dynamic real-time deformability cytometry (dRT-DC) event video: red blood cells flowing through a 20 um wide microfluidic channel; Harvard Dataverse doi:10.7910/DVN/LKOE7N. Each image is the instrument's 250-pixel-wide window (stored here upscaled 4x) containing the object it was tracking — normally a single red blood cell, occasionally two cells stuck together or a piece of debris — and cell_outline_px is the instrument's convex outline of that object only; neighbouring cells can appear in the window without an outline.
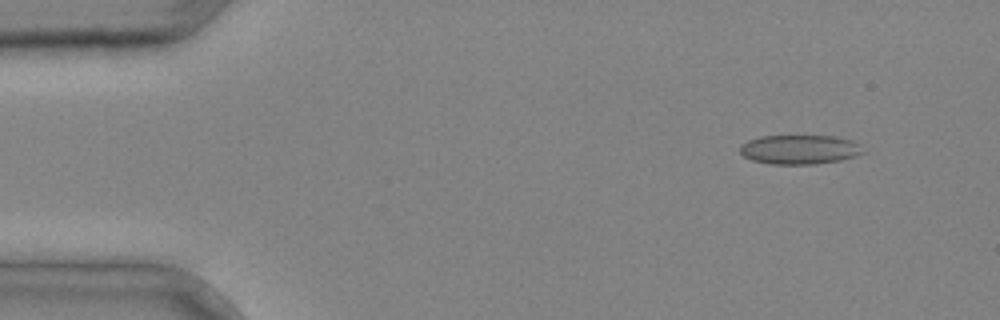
{"species": "common noctule bat (a hibernating species)", "species_latin": "Nyctalus noctula", "temperature_condition": "cold", "stored_images_in_passage": 2, "segment_of_instrument_passage": [2, 2], "camera_frame_rate_fps": 3000, "um_per_image_px": 0.085, "animal": {"sex": "male", "body_mass_g": 20.4}, "frame": {"image": 1, "passage_image": 2, "time_ms": 0.333, "image_size_px": [1000, 320], "cell_outline_px": [[864, 152], [856, 156], [840, 160], [816, 164], [768, 164], [752, 160], [744, 156], [740, 152], [740, 144], [748, 140], [760, 136], [832, 136], [852, 140], [860, 144]], "centroid_in_image_um": [67.95, 12.71], "position_along_channel_um": 17.0, "area_um2": 21.1}}